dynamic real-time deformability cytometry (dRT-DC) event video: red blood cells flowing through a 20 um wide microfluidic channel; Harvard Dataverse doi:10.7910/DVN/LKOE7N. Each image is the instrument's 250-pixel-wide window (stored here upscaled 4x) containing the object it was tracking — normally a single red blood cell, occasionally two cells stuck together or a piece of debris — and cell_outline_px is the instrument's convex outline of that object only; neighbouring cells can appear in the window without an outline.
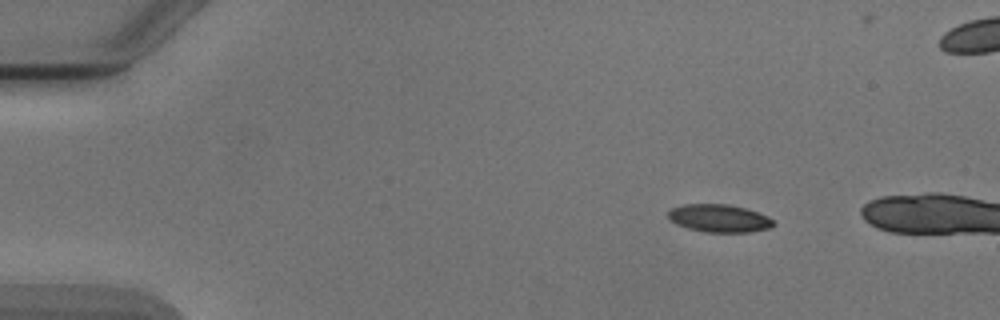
{"species": "Egyptian fruit bat (a non-hibernating species)", "species_latin": "Rousettus aegyptiacus", "temperature_condition": "cold", "stored_images_in_passage": 5, "camera_frame_rate_fps": 3000, "um_per_image_px": 0.085, "animal": {"sex": "male"}, "frame": {"image": 1, "passage_image": 1, "time_ms": 0.0, "image_size_px": [1000, 320], "cell_outline_px": [[776, 224], [768, 228], [748, 232], [704, 232], [688, 228], [676, 224], [668, 220], [668, 212], [672, 208], [684, 204], [728, 204], [744, 208], [768, 216], [776, 220]], "centroid_in_image_um": [61.12, 18.55], "position_along_channel_um": 23.9, "area_um2": 17.11}}